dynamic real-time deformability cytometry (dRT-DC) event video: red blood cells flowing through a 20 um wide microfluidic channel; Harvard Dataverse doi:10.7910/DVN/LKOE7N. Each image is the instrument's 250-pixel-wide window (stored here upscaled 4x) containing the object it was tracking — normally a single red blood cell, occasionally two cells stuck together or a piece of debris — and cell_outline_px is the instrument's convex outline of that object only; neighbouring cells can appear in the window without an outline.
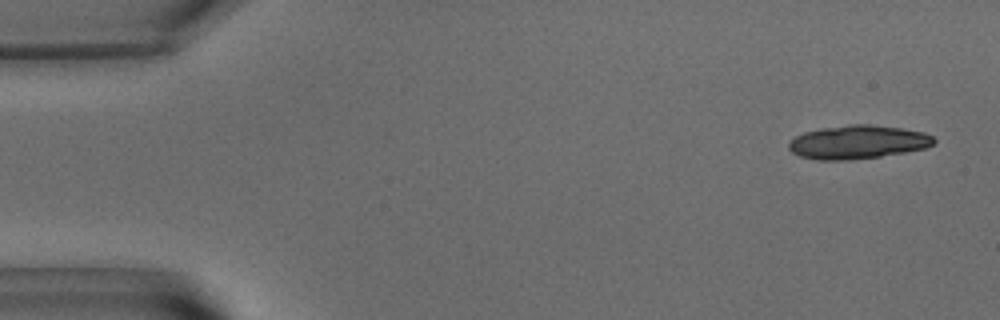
{"species": "common noctule bat (a hibernating species)", "species_latin": "Nyctalus noctula", "temperature_condition": "warm", "stored_images_in_passage": 34, "camera_frame_rate_fps": 3000, "um_per_image_px": 0.085, "animal": {"sex": "male", "body_mass_g": 15.6}, "frame": {"image": 1, "passage_image": 3, "time_ms": 0.667, "image_size_px": [1000, 320], "cell_outline_px": [[936, 140], [932, 144], [924, 148], [904, 152], [880, 156], [848, 160], [816, 160], [800, 156], [792, 152], [788, 148], [788, 144], [796, 136], [804, 132], [820, 128], [848, 124], [872, 124], [900, 128], [924, 132], [932, 136]], "centroid_in_image_um": [72.88, 12.07], "position_along_channel_um": 12.1, "area_um2": 28.32}}